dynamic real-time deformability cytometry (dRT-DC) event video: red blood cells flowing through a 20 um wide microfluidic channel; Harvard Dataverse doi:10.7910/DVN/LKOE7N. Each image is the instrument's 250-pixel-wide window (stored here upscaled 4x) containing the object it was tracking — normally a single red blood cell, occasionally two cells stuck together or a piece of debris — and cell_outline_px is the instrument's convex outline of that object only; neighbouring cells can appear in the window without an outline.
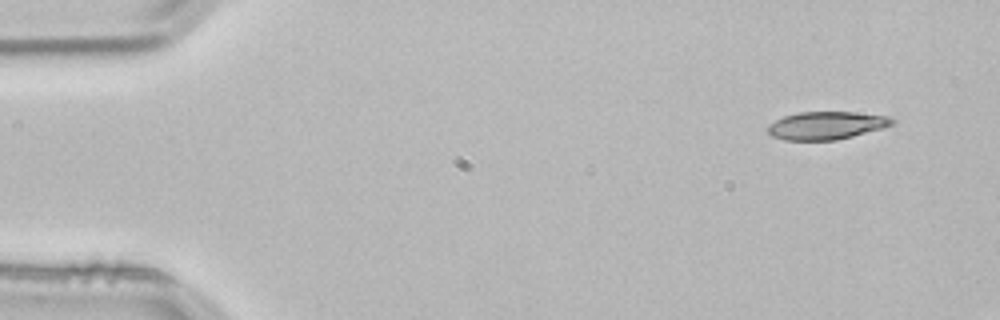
{"species": "common noctule bat (a hibernating species)", "species_latin": "Nyctalus noctula", "temperature_condition": "room temperature", "stored_images_in_passage": 3, "segment_of_instrument_passage": [2, 2], "camera_frame_rate_fps": 3000, "um_per_image_px": 0.085, "animal": {"sex": "male", "body_mass_g": 21.5, "forearm_length_mm": 52.0}, "frame": {"image": 1, "passage_image": 3, "time_ms": 0.667, "image_size_px": [1000, 320], "cell_outline_px": [[896, 124], [852, 136], [836, 140], [784, 140], [772, 136], [768, 132], [768, 124], [784, 116], [800, 112], [852, 112], [888, 116], [896, 120]], "centroid_in_image_um": [70.25, 10.66], "position_along_channel_um": 14.8, "area_um2": 20.11}}